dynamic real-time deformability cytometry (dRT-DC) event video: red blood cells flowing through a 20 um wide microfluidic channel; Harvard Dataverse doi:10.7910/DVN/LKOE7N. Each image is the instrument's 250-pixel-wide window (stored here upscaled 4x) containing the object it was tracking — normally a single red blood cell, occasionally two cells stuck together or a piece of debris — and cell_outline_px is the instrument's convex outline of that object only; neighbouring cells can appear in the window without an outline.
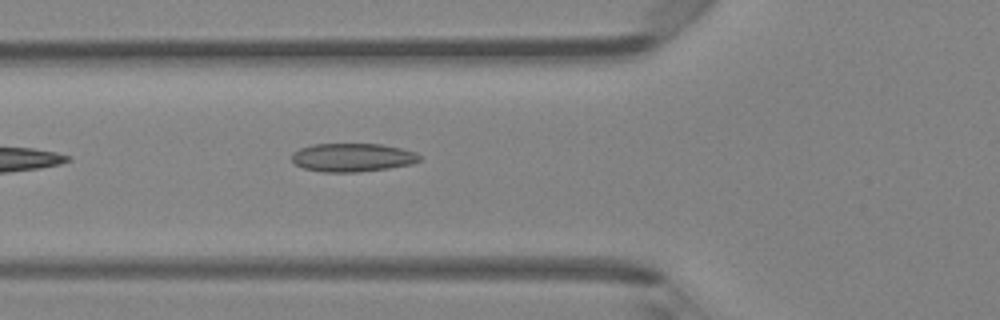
{"species": "Egyptian fruit bat (a non-hibernating species)", "species_latin": "Rousettus aegyptiacus", "temperature_condition": "room temperature", "stored_images_in_passage": 5, "camera_frame_rate_fps": 3000, "um_per_image_px": 0.085, "animal": {"sex": "female"}, "frame": {"image": 1, "passage_image": 5, "time_ms": 1.333, "image_size_px": [1000, 320], "cell_outline_px": [[420, 160], [412, 164], [388, 168], [356, 172], [324, 172], [304, 168], [296, 164], [292, 160], [292, 152], [300, 148], [312, 144], [380, 144], [400, 148], [416, 152], [420, 156]], "centroid_in_image_um": [29.95, 13.38], "position_along_channel_um": 95.8, "area_um2": 21.1}}